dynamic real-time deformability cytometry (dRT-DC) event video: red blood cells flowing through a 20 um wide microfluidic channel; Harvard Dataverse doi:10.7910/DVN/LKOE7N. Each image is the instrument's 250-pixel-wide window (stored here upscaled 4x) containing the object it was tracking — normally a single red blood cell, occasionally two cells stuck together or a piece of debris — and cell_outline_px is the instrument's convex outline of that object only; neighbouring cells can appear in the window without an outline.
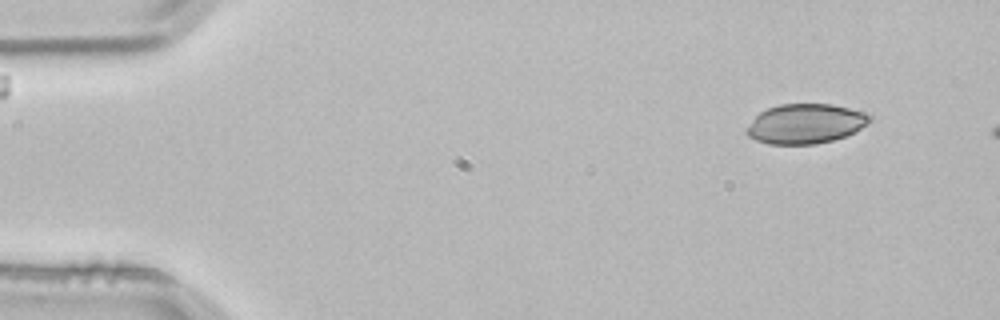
{"species": "common noctule bat (a hibernating species)", "species_latin": "Nyctalus noctula", "temperature_condition": "room temperature", "stored_images_in_passage": 2, "camera_frame_rate_fps": 3000, "um_per_image_px": 0.085, "animal": {"sex": "male", "body_mass_g": 21.5, "forearm_length_mm": 52.0}, "frame": {"image": 1, "passage_image": 1, "time_ms": 0.0, "image_size_px": [1000, 320], "cell_outline_px": [[872, 120], [868, 124], [856, 132], [832, 140], [816, 144], [768, 144], [756, 140], [748, 136], [744, 132], [752, 120], [760, 112], [768, 108], [780, 104], [832, 104], [872, 112]], "centroid_in_image_um": [68.53, 10.51], "position_along_channel_um": 16.5, "area_um2": 28.9}}